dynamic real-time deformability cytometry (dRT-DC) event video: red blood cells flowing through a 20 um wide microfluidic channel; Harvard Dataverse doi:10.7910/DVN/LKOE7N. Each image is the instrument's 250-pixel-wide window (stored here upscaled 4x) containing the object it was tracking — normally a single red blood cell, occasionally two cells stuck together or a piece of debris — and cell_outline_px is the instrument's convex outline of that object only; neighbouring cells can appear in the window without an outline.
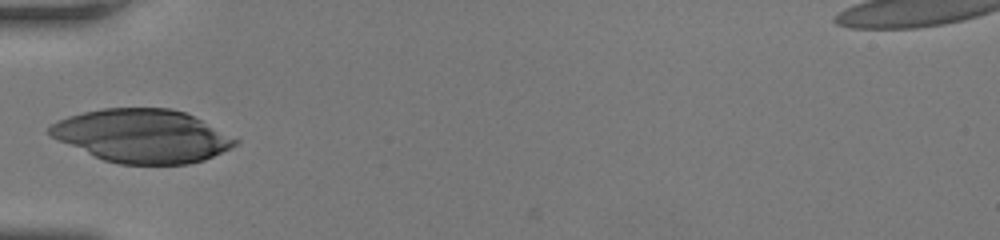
{"species": "human", "species_latin": "Homo sapiens", "temperature_condition": "room temperature", "stored_images_in_passage": 22, "camera_frame_rate_fps": 3000, "um_per_image_px": 0.085, "donor": {"sex": "female"}, "frame": {"image": 1, "passage_image": 1, "time_ms": 0.0, "image_size_px": [1000, 240], "cell_outline_px": [[240, 140], [232, 148], [204, 160], [188, 164], [120, 164], [104, 160], [60, 140], [52, 136], [48, 132], [48, 128], [52, 124], [68, 116], [84, 112], [104, 108], [172, 108], [184, 112]], "centroid_in_image_um": [12.12, 11.55], "position_along_channel_um": 72.9, "area_um2": 56.88}}